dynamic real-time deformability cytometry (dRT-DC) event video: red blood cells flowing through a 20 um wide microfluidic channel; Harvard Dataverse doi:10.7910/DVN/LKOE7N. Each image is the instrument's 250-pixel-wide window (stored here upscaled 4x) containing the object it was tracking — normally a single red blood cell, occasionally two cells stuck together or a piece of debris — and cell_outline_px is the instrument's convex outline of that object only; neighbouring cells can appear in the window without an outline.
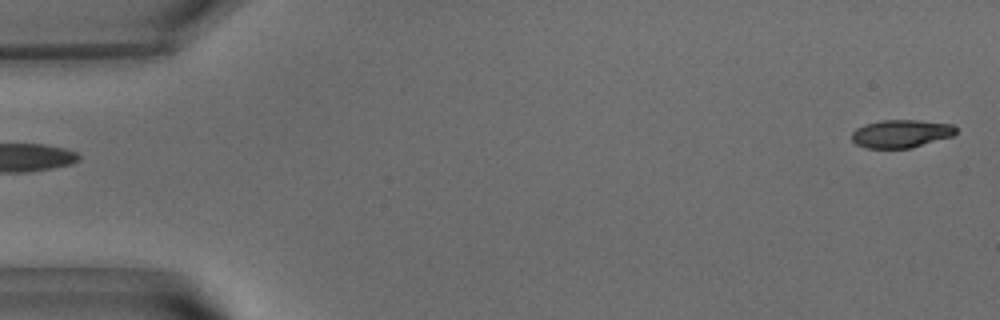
{"species": "common noctule bat (a hibernating species)", "species_latin": "Nyctalus noctula", "temperature_condition": "warm", "stored_images_in_passage": 52, "camera_frame_rate_fps": 3000, "um_per_image_px": 0.085, "animal": {"sex": "male", "body_mass_g": 15.6}, "frame": {"image": 1, "passage_image": 1, "time_ms": 0.0, "image_size_px": [1000, 320], "cell_outline_px": [[956, 132], [952, 136], [912, 148], [864, 148], [856, 144], [852, 140], [852, 132], [856, 128], [864, 124], [880, 120], [916, 120], [952, 124], [956, 128]], "centroid_in_image_um": [76.56, 11.36], "position_along_channel_um": 8.4, "area_um2": 17.05}}
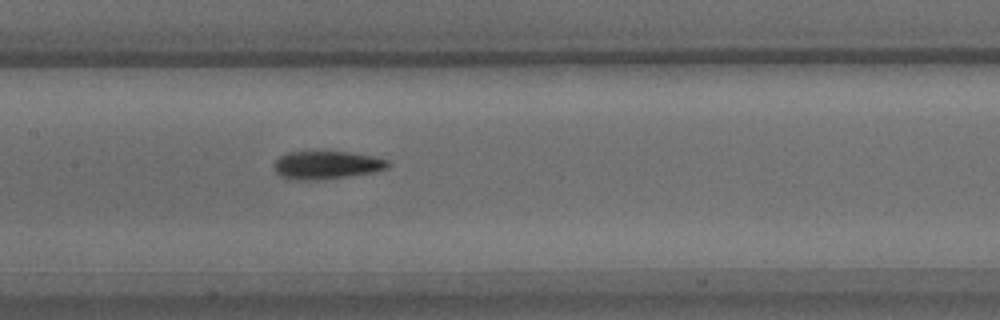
{"frame": {"image": 2, "passage_image": 25, "time_ms": 8.0, "image_size_px": [1000, 320], "cell_outline_px": [[392, 164], [388, 168], [372, 172], [348, 176], [316, 180], [288, 180], [280, 176], [276, 172], [272, 164], [280, 156], [288, 152], [348, 152], [372, 156], [388, 160]], "centroid_in_image_um": [27.73, 14.04], "position_along_channel_um": 179.7, "area_um2": 18.67}}
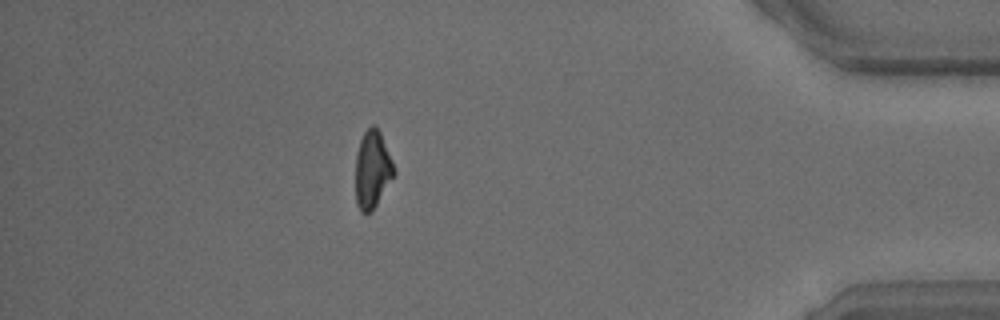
{"frame": {"image": 3, "passage_image": 46, "time_ms": 15.0, "image_size_px": [1000, 320], "cell_outline_px": [[396, 172], [372, 212], [360, 212], [356, 204], [356, 156], [360, 140], [364, 132], [372, 124], [380, 132], [392, 160]], "centroid_in_image_um": [31.65, 14.43], "position_along_channel_um": 403.6, "area_um2": 17.22}, "authors_computed_cell_mechanics": {"area_um2": 18.1492, "velocity_mm_per_s": 3.8352, "shape_relaxation_time_tau1_ms": 5.2126, "shape_relaxation_time_tau2_ms": 2.5114, "deformation_change_tau1": 0.1688, "deformation_change_tau2": 0.1122}}